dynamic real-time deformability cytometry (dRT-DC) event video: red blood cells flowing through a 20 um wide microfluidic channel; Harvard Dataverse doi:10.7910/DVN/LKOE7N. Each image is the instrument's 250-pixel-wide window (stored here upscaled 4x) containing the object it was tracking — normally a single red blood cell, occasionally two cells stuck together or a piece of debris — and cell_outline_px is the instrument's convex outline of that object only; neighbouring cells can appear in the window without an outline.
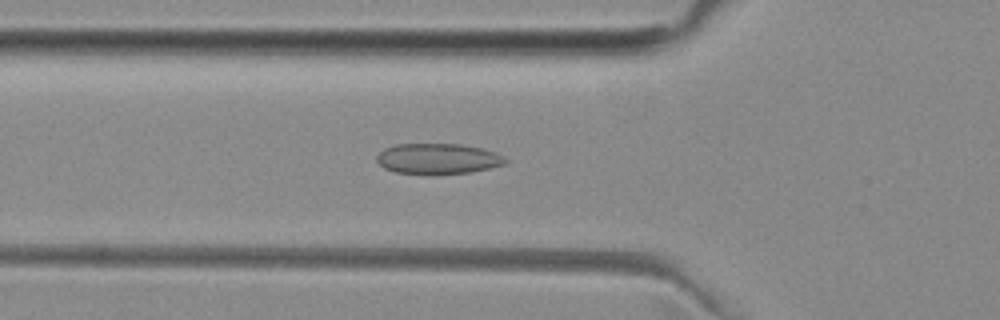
{"species": "common noctule bat (a hibernating species)", "species_latin": "Nyctalus noctula", "temperature_condition": "room temperature", "stored_images_in_passage": 36, "camera_frame_rate_fps": 3000, "um_per_image_px": 0.085, "animal": {"sex": "female", "body_mass_g": 29.2, "forearm_length_mm": 56.3}, "frame": {"image": 1, "passage_image": 11, "time_ms": 3.333, "image_size_px": [1000, 320], "cell_outline_px": [[508, 160], [504, 164], [472, 172], [396, 172], [384, 168], [376, 160], [376, 156], [384, 148], [396, 144], [460, 144], [480, 148], [496, 152], [504, 156]], "centroid_in_image_um": [37.22, 13.45], "position_along_channel_um": 88.6, "area_um2": 22.25}}
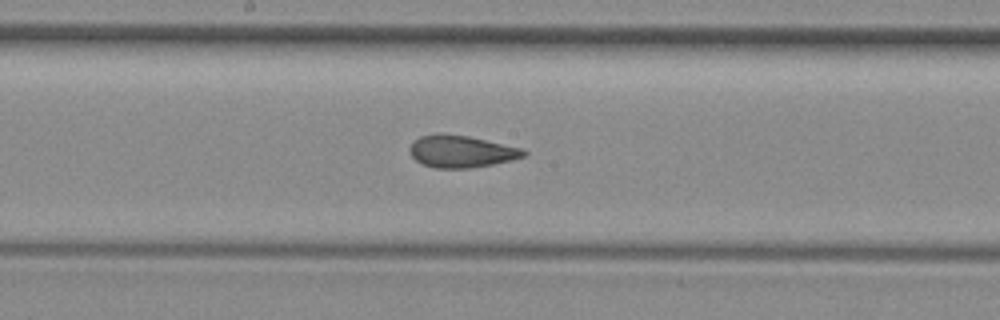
{"frame": {"image": 2, "passage_image": 20, "time_ms": 6.333, "image_size_px": [1000, 320], "cell_outline_px": [[528, 152], [524, 156], [512, 160], [492, 164], [468, 168], [436, 168], [424, 164], [416, 160], [412, 156], [408, 148], [412, 140], [420, 136], [436, 132], [440, 132], [468, 136], [524, 148]], "centroid_in_image_um": [39.18, 12.84], "position_along_channel_um": 209.0, "area_um2": 21.56}}
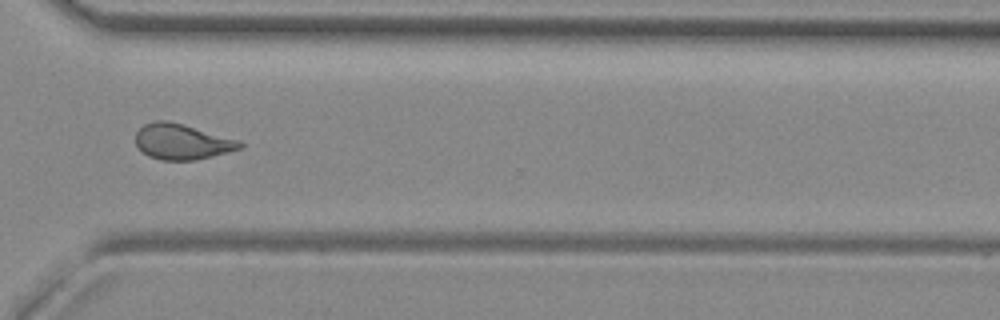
{"frame": {"image": 3, "passage_image": 31, "time_ms": 10.0, "image_size_px": [1000, 320], "cell_outline_px": [[244, 148], [196, 160], [160, 160], [148, 156], [136, 144], [136, 132], [144, 124], [156, 120], [168, 120], [240, 140], [244, 144]], "centroid_in_image_um": [15.49, 12.04], "position_along_channel_um": 355.1, "area_um2": 21.62}, "authors_computed_cell_mechanics": {"area_um2": 21.5305, "velocity_mm_per_s": 3.9983, "shape_relaxation_time_tau1_ms": null, "shape_relaxation_time_tau2_ms": 1.6188, "deformation_change_tau1": null, "deformation_change_tau2": 0.0743}}